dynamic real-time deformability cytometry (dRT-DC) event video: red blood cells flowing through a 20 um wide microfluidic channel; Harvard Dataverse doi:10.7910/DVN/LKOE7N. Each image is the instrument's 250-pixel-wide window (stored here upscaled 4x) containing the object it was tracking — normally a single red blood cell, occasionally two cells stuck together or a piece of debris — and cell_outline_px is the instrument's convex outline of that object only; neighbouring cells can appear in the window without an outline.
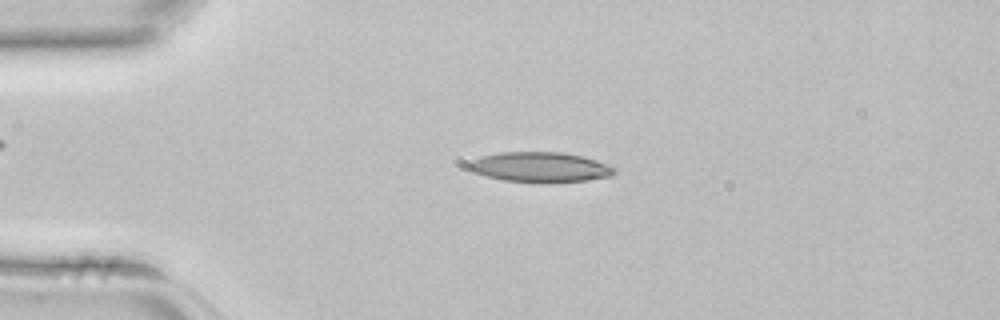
{"species": "common noctule bat (a hibernating species)", "species_latin": "Nyctalus noctula", "temperature_condition": "room temperature", "stored_images_in_passage": 3, "camera_frame_rate_fps": 3000, "um_per_image_px": 0.085, "animal": {"sex": "female", "body_mass_g": 22.7, "forearm_length_mm": 54.2}, "frame": {"image": 1, "passage_image": 2, "time_ms": 0.333, "image_size_px": [1000, 320], "cell_outline_px": [[616, 172], [612, 176], [588, 180], [540, 184], [504, 180], [472, 172], [468, 168], [468, 164], [472, 160], [480, 156], [500, 152], [560, 152], [580, 156], [596, 160], [616, 168]], "centroid_in_image_um": [45.9, 14.22], "position_along_channel_um": 39.1, "area_um2": 25.78}}
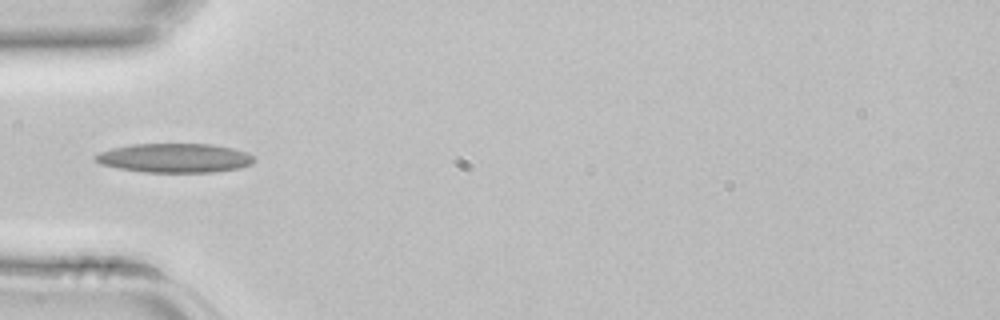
{"frame": {"image": 2, "passage_image": 3, "time_ms": 0.667, "image_size_px": [1000, 320], "cell_outline_px": [[256, 160], [252, 164], [240, 168], [216, 172], [144, 172], [120, 168], [100, 164], [92, 156], [100, 152], [112, 148], [132, 144], [212, 144], [232, 148], [248, 152], [256, 156]], "centroid_in_image_um": [14.9, 13.43], "position_along_channel_um": 70.1, "area_um2": 27.17}}